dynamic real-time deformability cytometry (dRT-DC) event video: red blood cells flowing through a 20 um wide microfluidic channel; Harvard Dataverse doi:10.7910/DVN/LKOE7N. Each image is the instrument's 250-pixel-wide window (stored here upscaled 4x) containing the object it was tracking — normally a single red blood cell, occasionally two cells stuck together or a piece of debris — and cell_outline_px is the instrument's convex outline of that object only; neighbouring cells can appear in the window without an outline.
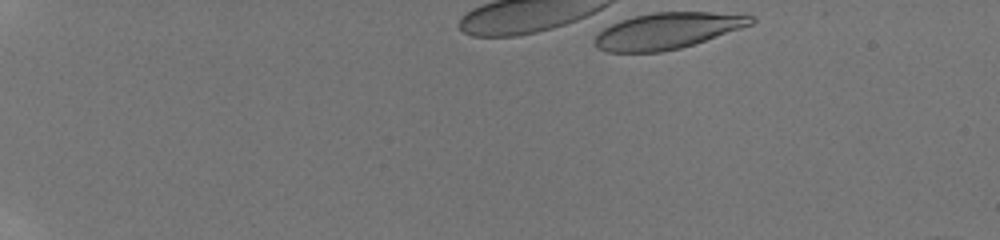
{"species": "human", "species_latin": "Homo sapiens", "temperature_condition": "room temperature", "stored_images_in_passage": 19, "camera_frame_rate_fps": 3000, "um_per_image_px": 0.085, "donor": {"sex": "male"}, "frame": {"image": 1, "passage_image": 1, "time_ms": 0.0, "image_size_px": [1000, 240], "cell_outline_px": [[756, 20], [752, 24], [680, 48], [660, 52], [608, 52], [596, 48], [592, 40], [604, 28], [620, 20], [632, 16], [652, 12], [712, 12], [756, 16]], "centroid_in_image_um": [56.68, 2.61], "position_along_channel_um": 28.3, "area_um2": 32.77}}
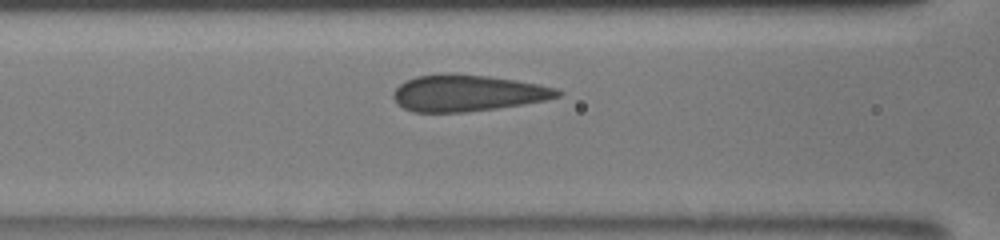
{"frame": {"image": 2, "passage_image": 14, "time_ms": 4.333, "image_size_px": [1000, 240], "cell_outline_px": [[564, 92], [560, 96], [544, 100], [524, 104], [496, 108], [464, 112], [412, 112], [404, 108], [392, 96], [392, 92], [400, 84], [416, 76], [444, 72], [448, 72], [488, 76], [516, 80], [540, 84], [556, 88]], "centroid_in_image_um": [39.75, 7.89], "position_along_channel_um": 126.9, "area_um2": 35.03}}